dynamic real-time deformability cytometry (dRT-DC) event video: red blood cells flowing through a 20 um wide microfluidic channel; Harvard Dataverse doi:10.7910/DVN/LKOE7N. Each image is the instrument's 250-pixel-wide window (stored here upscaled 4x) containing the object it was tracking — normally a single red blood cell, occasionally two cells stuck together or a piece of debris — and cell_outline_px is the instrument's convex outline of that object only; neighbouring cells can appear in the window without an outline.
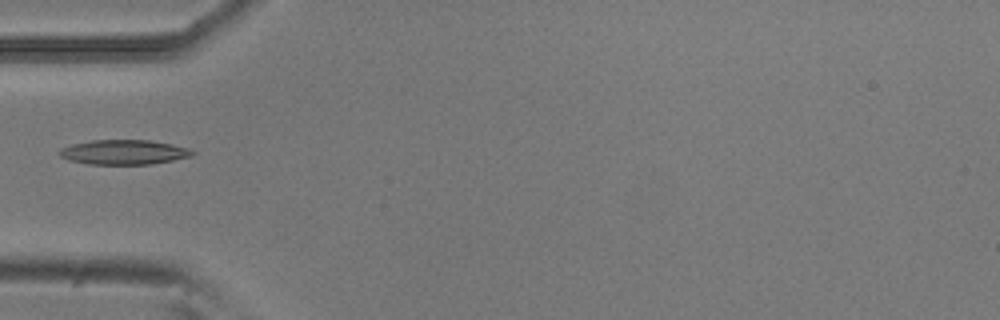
{"species": "common noctule bat (a hibernating species)", "species_latin": "Nyctalus noctula", "temperature_condition": "room temperature", "stored_images_in_passage": 4, "camera_frame_rate_fps": 3000, "um_per_image_px": 0.085, "animal": {"sex": "male", "body_mass_g": 20.5, "forearm_length_mm": 52.5}, "frame": {"image": 1, "passage_image": 3, "time_ms": 0.667, "image_size_px": [1000, 320], "cell_outline_px": [[196, 152], [192, 156], [152, 164], [88, 164], [68, 160], [60, 156], [56, 152], [60, 148], [72, 144], [92, 140], [148, 140], [172, 144], [188, 148]], "centroid_in_image_um": [10.49, 12.93], "position_along_channel_um": 74.5, "area_um2": 19.19}}
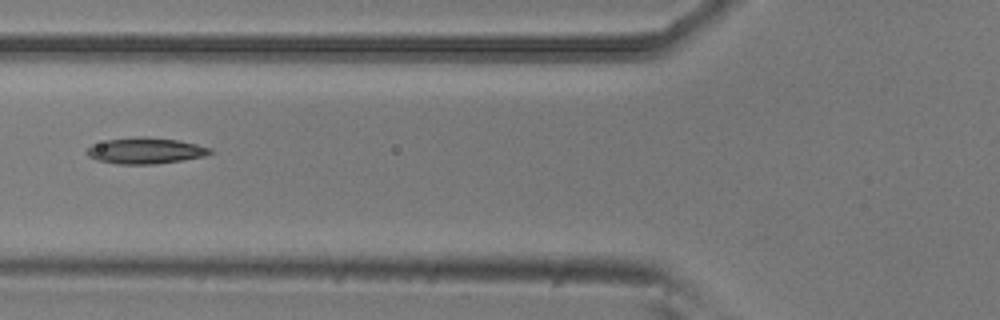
{"frame": {"image": 2, "passage_image": 4, "time_ms": 1.0, "image_size_px": [1000, 320], "cell_outline_px": [[212, 152], [204, 156], [156, 164], [116, 164], [96, 160], [88, 156], [84, 152], [92, 144], [108, 140], [136, 136], [144, 136], [176, 140], [196, 144], [212, 148]], "centroid_in_image_um": [12.31, 12.81], "position_along_channel_um": 113.5, "area_um2": 18.73}}